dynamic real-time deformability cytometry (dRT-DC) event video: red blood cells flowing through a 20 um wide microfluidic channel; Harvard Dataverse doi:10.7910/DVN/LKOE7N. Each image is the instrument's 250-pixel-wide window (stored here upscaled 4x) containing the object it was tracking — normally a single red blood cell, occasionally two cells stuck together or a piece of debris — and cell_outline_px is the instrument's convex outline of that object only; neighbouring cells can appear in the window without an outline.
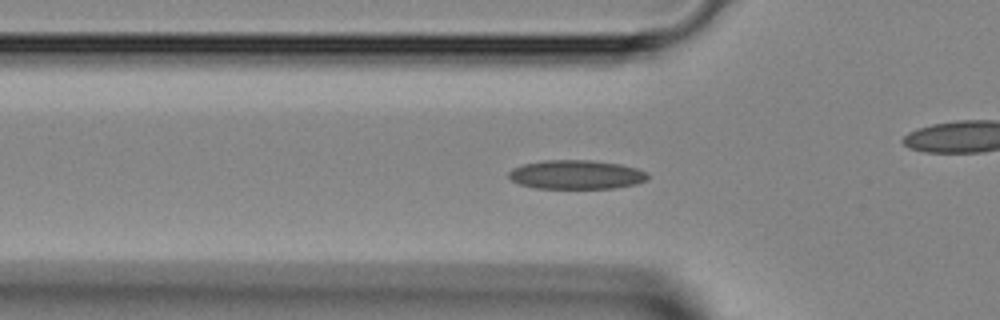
{"species": "Egyptian fruit bat (a non-hibernating species)", "species_latin": "Rousettus aegyptiacus", "temperature_condition": "room temperature", "stored_images_in_passage": 45, "camera_frame_rate_fps": 3000, "um_per_image_px": 0.085, "animal": {"sex": "female"}, "frame": {"image": 1, "passage_image": 14, "time_ms": 4.333, "image_size_px": [1000, 320], "cell_outline_px": [[648, 176], [644, 180], [636, 184], [612, 188], [536, 188], [520, 184], [512, 180], [508, 176], [508, 172], [512, 168], [524, 164], [544, 160], [592, 160], [620, 164], [636, 168], [648, 172]], "centroid_in_image_um": [48.97, 14.83], "position_along_channel_um": 76.8, "area_um2": 23.41}}
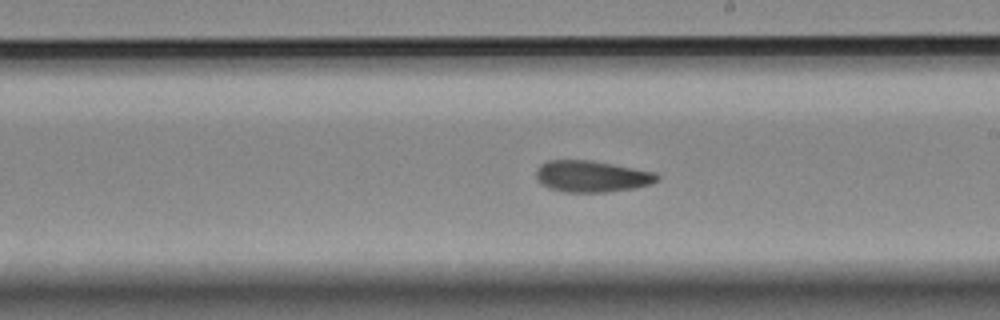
{"frame": {"image": 2, "passage_image": 25, "time_ms": 8.0, "image_size_px": [1000, 320], "cell_outline_px": [[660, 180], [652, 184], [632, 188], [608, 192], [564, 192], [548, 188], [540, 184], [536, 180], [536, 168], [540, 164], [548, 160], [592, 160], [656, 172], [660, 176]], "centroid_in_image_um": [50.29, 14.99], "position_along_channel_um": 238.7, "area_um2": 22.54}}
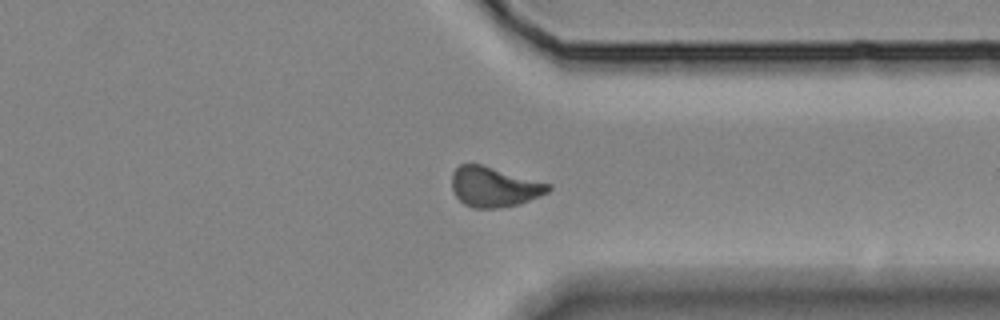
{"frame": {"image": 3, "passage_image": 34, "time_ms": 11.0, "image_size_px": [1000, 320], "cell_outline_px": [[552, 188], [548, 192], [540, 196], [520, 204], [496, 208], [472, 208], [464, 204], [456, 196], [452, 188], [452, 172], [460, 164], [480, 164], [552, 184]], "centroid_in_image_um": [42.01, 15.89], "position_along_channel_um": 369.4, "area_um2": 22.48}}